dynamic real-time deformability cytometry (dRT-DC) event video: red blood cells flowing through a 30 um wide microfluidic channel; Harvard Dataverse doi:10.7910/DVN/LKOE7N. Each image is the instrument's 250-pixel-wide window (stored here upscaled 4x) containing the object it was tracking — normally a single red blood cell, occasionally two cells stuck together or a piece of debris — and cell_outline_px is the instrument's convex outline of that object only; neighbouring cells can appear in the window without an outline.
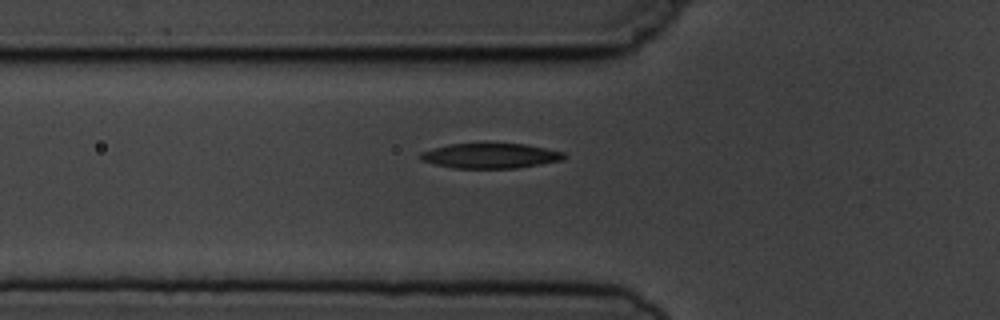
{"species": "common noctule bat (a hibernating species)", "species_latin": "Nyctalus noctula", "temperature_condition": "cold", "stored_images_in_passage": 6, "camera_frame_rate_fps": 3000, "um_per_image_px": 0.085, "animal": {"sex": "male", "body_mass_g": 19.5, "forearm_length_mm": 54.6}, "frame": {"image": 1, "passage_image": 6, "time_ms": 6.0, "image_size_px": [1000, 320], "cell_outline_px": [[568, 156], [564, 160], [516, 168], [452, 168], [420, 160], [420, 152], [432, 148], [448, 144], [528, 144], [564, 152]], "centroid_in_image_um": [41.71, 13.24], "position_along_channel_um": 84.1, "area_um2": 20.98}}